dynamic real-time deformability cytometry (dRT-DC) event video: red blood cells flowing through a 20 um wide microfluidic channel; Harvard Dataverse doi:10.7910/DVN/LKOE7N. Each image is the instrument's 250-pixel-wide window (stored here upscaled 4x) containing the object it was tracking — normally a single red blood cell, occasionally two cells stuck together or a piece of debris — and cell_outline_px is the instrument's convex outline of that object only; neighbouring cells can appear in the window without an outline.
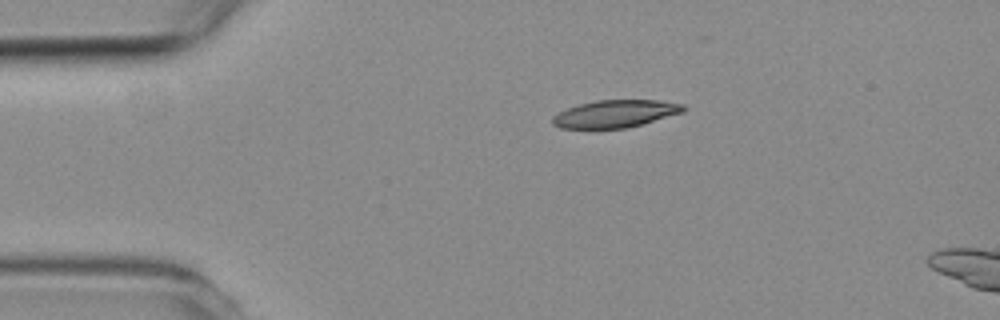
{"species": "common noctule bat (a hibernating species)", "species_latin": "Nyctalus noctula", "temperature_condition": "room temperature", "stored_images_in_passage": 2, "camera_frame_rate_fps": 3000, "um_per_image_px": 0.085, "animal": {"sex": "female", "body_mass_g": 19.3, "forearm_length_mm": 54.1}, "frame": {"image": 1, "passage_image": 2, "time_ms": 1.333, "image_size_px": [1000, 320], "cell_outline_px": [[688, 108], [684, 112], [628, 128], [560, 128], [552, 124], [552, 116], [568, 108], [580, 104], [596, 100], [660, 100], [684, 104]], "centroid_in_image_um": [52.34, 9.66], "position_along_channel_um": 32.7, "area_um2": 20.98}}